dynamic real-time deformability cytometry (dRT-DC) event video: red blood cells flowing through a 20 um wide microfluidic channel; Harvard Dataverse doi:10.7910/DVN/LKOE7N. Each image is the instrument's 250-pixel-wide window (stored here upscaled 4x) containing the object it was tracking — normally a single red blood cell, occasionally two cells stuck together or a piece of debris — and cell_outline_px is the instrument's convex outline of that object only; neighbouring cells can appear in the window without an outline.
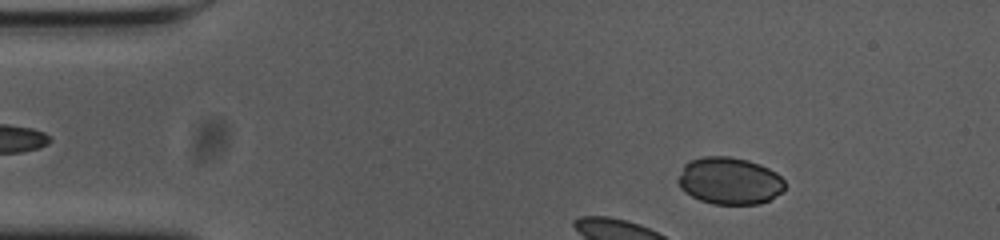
{"species": "common noctule bat (a hibernating species)", "species_latin": "Nyctalus noctula", "temperature_condition": "cold", "stored_images_in_passage": 42, "camera_frame_rate_fps": 3000, "um_per_image_px": 0.085, "animal": {"sex": "female", "body_mass_g": 23.0, "forearm_length_mm": 53.4}, "frame": {"image": 1, "passage_image": 7, "time_ms": 2.0, "image_size_px": [1000, 240], "cell_outline_px": [[784, 192], [760, 204], [712, 204], [700, 200], [684, 192], [680, 188], [676, 180], [684, 164], [692, 160], [704, 156], [728, 156], [748, 160], [760, 164], [776, 172], [784, 180]], "centroid_in_image_um": [62.0, 15.37], "position_along_channel_um": 23.0, "area_um2": 29.54}, "authors_computed_cell_mechanics": {"area_um2": 19.4208, "velocity_mm_per_s": 3.5889, "shape_relaxation_time_tau1_ms": 0.9595, "shape_relaxation_time_tau2_ms": null, "deformation_change_tau1": 0.0333, "deformation_change_tau2": null}}